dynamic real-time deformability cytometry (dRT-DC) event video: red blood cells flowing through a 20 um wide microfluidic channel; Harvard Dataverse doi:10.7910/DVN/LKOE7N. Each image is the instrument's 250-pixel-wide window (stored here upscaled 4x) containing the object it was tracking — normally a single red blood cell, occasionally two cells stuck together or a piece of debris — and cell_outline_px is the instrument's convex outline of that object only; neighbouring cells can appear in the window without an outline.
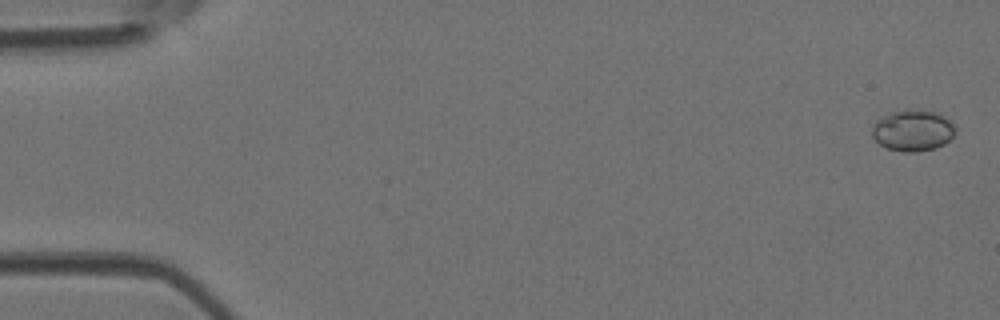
{"species": "Egyptian fruit bat (a non-hibernating species)", "species_latin": "Rousettus aegyptiacus", "temperature_condition": "room temperature", "stored_images_in_passage": 4, "camera_frame_rate_fps": 3000, "um_per_image_px": 0.085, "animal": {"sex": "female"}, "frame": {"image": 1, "passage_image": 1, "time_ms": 0.0, "image_size_px": [1000, 320], "cell_outline_px": [[956, 132], [944, 144], [936, 148], [916, 152], [900, 152], [888, 148], [880, 144], [872, 136], [872, 128], [876, 120], [892, 112], [940, 112], [952, 120]], "centroid_in_image_um": [77.62, 11.13], "position_along_channel_um": 7.4, "area_um2": 19.65}}